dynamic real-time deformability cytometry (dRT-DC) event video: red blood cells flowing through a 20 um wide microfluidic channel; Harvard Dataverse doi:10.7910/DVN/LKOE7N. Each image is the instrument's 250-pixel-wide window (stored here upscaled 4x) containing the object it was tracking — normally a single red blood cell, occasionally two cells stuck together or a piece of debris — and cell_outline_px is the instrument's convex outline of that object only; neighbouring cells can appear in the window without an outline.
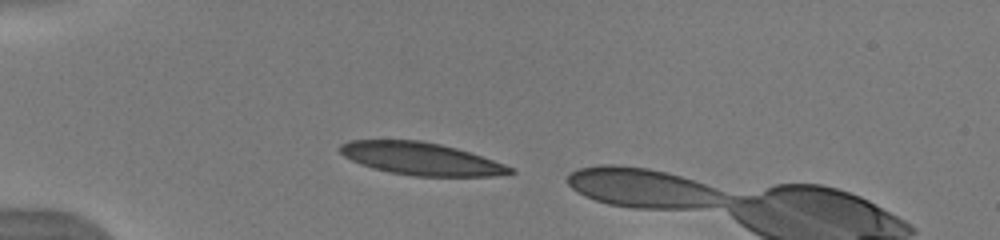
{"species": "human", "species_latin": "Homo sapiens", "temperature_condition": "warm", "stored_images_in_passage": 34, "camera_frame_rate_fps": 3000, "um_per_image_px": 0.085, "donor": {"sex": "male"}, "frame": {"image": 1, "passage_image": 3, "time_ms": 0.667, "image_size_px": [1000, 240], "cell_outline_px": [[516, 172], [492, 176], [412, 176], [388, 172], [372, 168], [360, 164], [344, 156], [340, 152], [340, 144], [348, 140], [420, 140], [440, 144], [456, 148], [504, 164], [512, 168]], "centroid_in_image_um": [35.73, 13.49], "position_along_channel_um": 49.3, "area_um2": 32.02}}
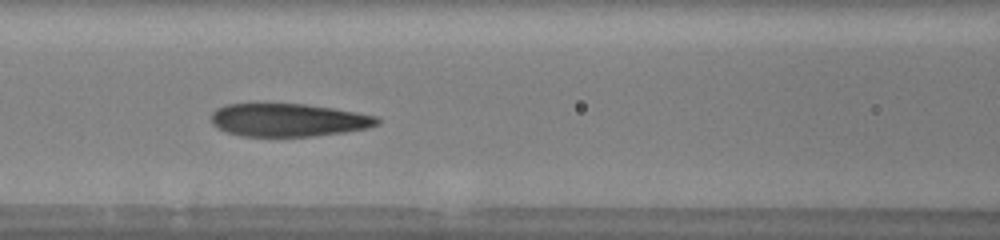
{"frame": {"image": 2, "passage_image": 12, "time_ms": 3.667, "image_size_px": [1000, 240], "cell_outline_px": [[380, 124], [368, 128], [344, 132], [312, 136], [240, 136], [224, 132], [216, 128], [212, 124], [212, 112], [216, 108], [228, 104], [304, 104], [332, 108], [356, 112], [376, 116], [380, 120]], "centroid_in_image_um": [24.49, 10.21], "position_along_channel_um": 142.1, "area_um2": 31.96}}
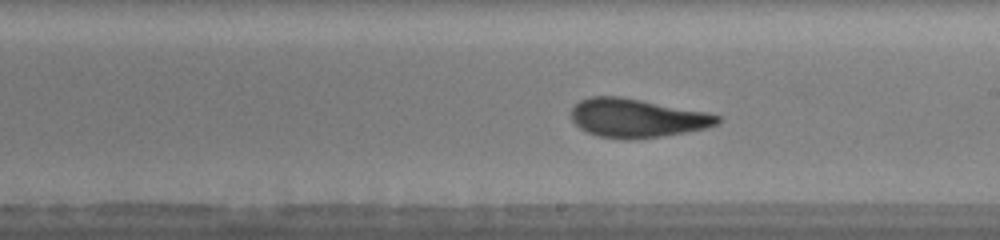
{"frame": {"image": 3, "passage_image": 19, "time_ms": 6.0, "image_size_px": [1000, 240], "cell_outline_px": [[720, 120], [716, 124], [704, 128], [684, 132], [660, 136], [628, 140], [600, 136], [588, 132], [580, 128], [572, 120], [572, 108], [580, 100], [592, 96], [620, 96], [708, 112], [720, 116]], "centroid_in_image_um": [54.12, 10.02], "position_along_channel_um": 234.9, "area_um2": 32.66}}